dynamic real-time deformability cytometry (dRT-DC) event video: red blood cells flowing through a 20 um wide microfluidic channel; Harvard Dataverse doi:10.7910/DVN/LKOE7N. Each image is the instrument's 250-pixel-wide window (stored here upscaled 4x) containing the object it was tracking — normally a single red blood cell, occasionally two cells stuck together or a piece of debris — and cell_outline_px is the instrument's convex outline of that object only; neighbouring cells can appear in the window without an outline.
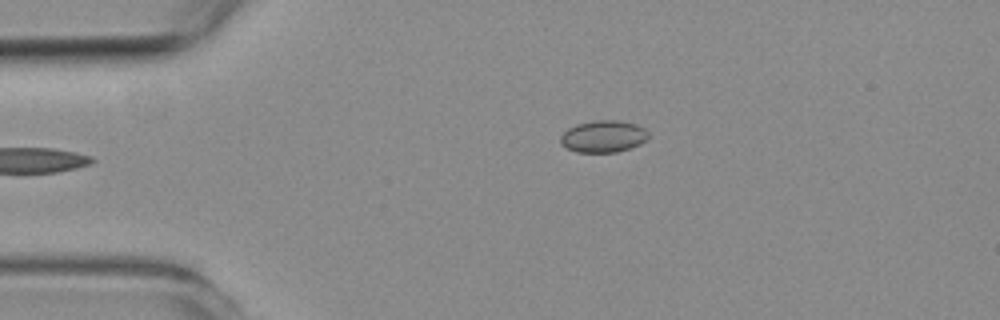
{"species": "common noctule bat (a hibernating species)", "species_latin": "Nyctalus noctula", "temperature_condition": "room temperature", "stored_images_in_passage": 5, "camera_frame_rate_fps": 3000, "um_per_image_px": 0.085, "animal": {"sex": "female", "body_mass_g": 19.3, "forearm_length_mm": 54.1}, "frame": {"image": 1, "passage_image": 5, "time_ms": 4.667, "image_size_px": [1000, 320], "cell_outline_px": [[648, 140], [640, 144], [616, 152], [576, 152], [560, 144], [560, 136], [568, 128], [576, 124], [596, 120], [620, 120], [636, 124], [644, 128], [648, 132]], "centroid_in_image_um": [51.29, 11.58], "position_along_channel_um": 33.7, "area_um2": 16.42}}